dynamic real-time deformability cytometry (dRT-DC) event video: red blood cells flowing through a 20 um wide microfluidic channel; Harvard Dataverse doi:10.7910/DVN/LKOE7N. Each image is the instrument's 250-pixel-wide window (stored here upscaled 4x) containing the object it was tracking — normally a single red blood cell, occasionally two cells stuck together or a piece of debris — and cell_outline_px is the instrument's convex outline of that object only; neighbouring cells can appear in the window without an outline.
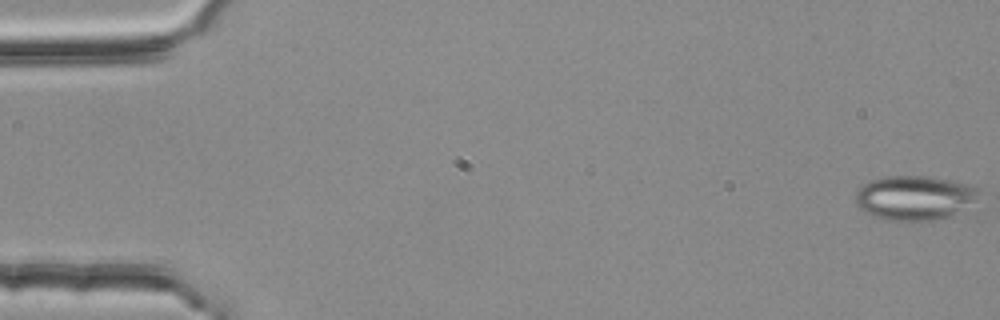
{"species": "common noctule bat (a hibernating species)", "species_latin": "Nyctalus noctula", "temperature_condition": "room temperature", "stored_images_in_passage": 55, "camera_frame_rate_fps": 3000, "um_per_image_px": 0.085, "animal": {"sex": "female", "body_mass_g": 25.1}, "frame": {"image": 1, "passage_image": 1, "time_ms": 0.0, "image_size_px": [1000, 320], "cell_outline_px": [[980, 188], [976, 200], [948, 216], [936, 220], [888, 220], [864, 212], [856, 204], [856, 192], [864, 184], [872, 180], [884, 176], [928, 176], [952, 180], [968, 184]], "centroid_in_image_um": [77.72, 16.79], "position_along_channel_um": 7.3, "area_um2": 31.56}}
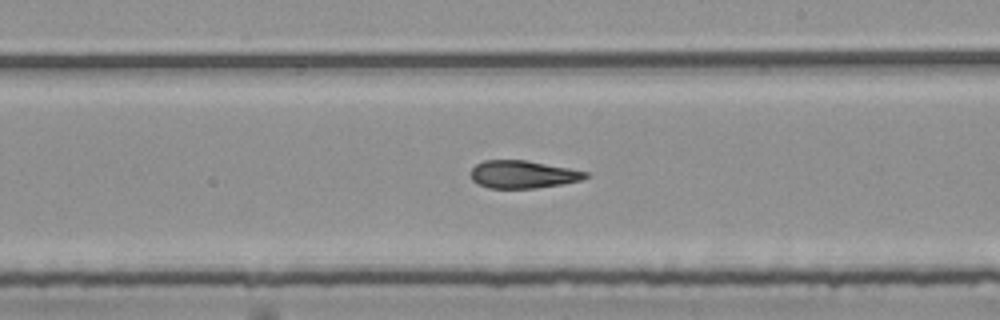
{"frame": {"image": 2, "passage_image": 32, "time_ms": 10.333, "image_size_px": [1000, 320], "cell_outline_px": [[592, 176], [584, 180], [536, 188], [488, 188], [476, 184], [472, 180], [472, 168], [476, 164], [484, 160], [524, 160], [568, 168], [588, 172]], "centroid_in_image_um": [44.46, 14.83], "position_along_channel_um": 244.5, "area_um2": 18.55}}
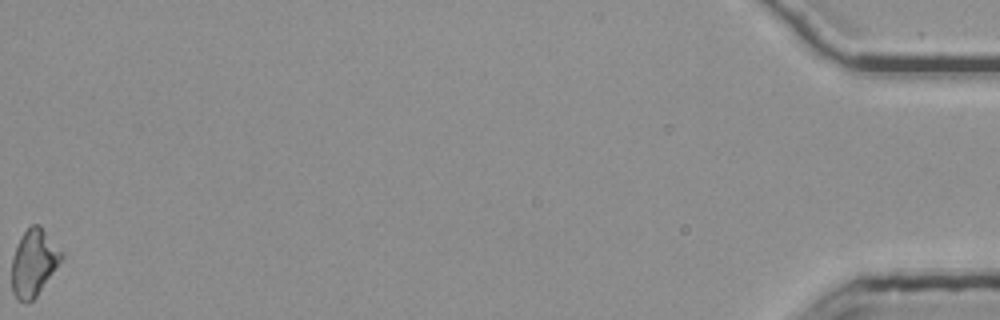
{"frame": {"image": 3, "passage_image": 55, "time_ms": 18.0, "image_size_px": [1000, 320], "cell_outline_px": [[64, 256], [36, 296], [32, 300], [24, 304], [12, 292], [12, 256], [16, 244], [20, 236], [32, 224], [40, 224]], "centroid_in_image_um": [2.83, 22.31], "position_along_channel_um": 432.4, "area_um2": 19.07}, "authors_computed_cell_mechanics": {"area_um2": 19.5942, "velocity_mm_per_s": 3.7969, "shape_relaxation_time_tau1_ms": null, "shape_relaxation_time_tau2_ms": 4.4385, "deformation_change_tau1": null, "deformation_change_tau2": 0.1483}}